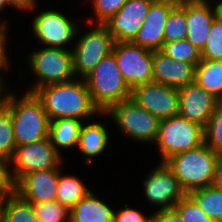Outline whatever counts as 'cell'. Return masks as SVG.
Wrapping results in <instances>:
<instances>
[{
    "label": "cell",
    "instance_id": "5bb4252c",
    "mask_svg": "<svg viewBox=\"0 0 222 222\" xmlns=\"http://www.w3.org/2000/svg\"><path fill=\"white\" fill-rule=\"evenodd\" d=\"M152 0H127L104 25L115 42H132L143 26Z\"/></svg>",
    "mask_w": 222,
    "mask_h": 222
},
{
    "label": "cell",
    "instance_id": "cb8c5ba5",
    "mask_svg": "<svg viewBox=\"0 0 222 222\" xmlns=\"http://www.w3.org/2000/svg\"><path fill=\"white\" fill-rule=\"evenodd\" d=\"M195 82L222 102V61L201 59L196 66Z\"/></svg>",
    "mask_w": 222,
    "mask_h": 222
},
{
    "label": "cell",
    "instance_id": "7402d4cb",
    "mask_svg": "<svg viewBox=\"0 0 222 222\" xmlns=\"http://www.w3.org/2000/svg\"><path fill=\"white\" fill-rule=\"evenodd\" d=\"M75 118H59L49 124V139L54 148H71L78 145L80 129L84 122Z\"/></svg>",
    "mask_w": 222,
    "mask_h": 222
},
{
    "label": "cell",
    "instance_id": "5b68a950",
    "mask_svg": "<svg viewBox=\"0 0 222 222\" xmlns=\"http://www.w3.org/2000/svg\"><path fill=\"white\" fill-rule=\"evenodd\" d=\"M155 143L162 156L161 162H165L175 154L203 145L204 127L176 115L160 121L159 134Z\"/></svg>",
    "mask_w": 222,
    "mask_h": 222
},
{
    "label": "cell",
    "instance_id": "d4e9b609",
    "mask_svg": "<svg viewBox=\"0 0 222 222\" xmlns=\"http://www.w3.org/2000/svg\"><path fill=\"white\" fill-rule=\"evenodd\" d=\"M59 172L56 201L71 210L81 199L86 197L89 190L76 176L62 175Z\"/></svg>",
    "mask_w": 222,
    "mask_h": 222
},
{
    "label": "cell",
    "instance_id": "2e32d148",
    "mask_svg": "<svg viewBox=\"0 0 222 222\" xmlns=\"http://www.w3.org/2000/svg\"><path fill=\"white\" fill-rule=\"evenodd\" d=\"M178 90V115L205 128L220 101L195 81Z\"/></svg>",
    "mask_w": 222,
    "mask_h": 222
},
{
    "label": "cell",
    "instance_id": "52a82bcc",
    "mask_svg": "<svg viewBox=\"0 0 222 222\" xmlns=\"http://www.w3.org/2000/svg\"><path fill=\"white\" fill-rule=\"evenodd\" d=\"M29 68L37 82L29 92L37 88L74 80L73 52L62 48L44 47L29 54Z\"/></svg>",
    "mask_w": 222,
    "mask_h": 222
},
{
    "label": "cell",
    "instance_id": "60d3db41",
    "mask_svg": "<svg viewBox=\"0 0 222 222\" xmlns=\"http://www.w3.org/2000/svg\"><path fill=\"white\" fill-rule=\"evenodd\" d=\"M0 71L2 72L3 70H0ZM2 78L3 77L0 75V107H3L4 105H6L7 97L9 95L8 92L6 94V92L4 90L6 88V86H4V83H3V81H5V80H2Z\"/></svg>",
    "mask_w": 222,
    "mask_h": 222
},
{
    "label": "cell",
    "instance_id": "74e56055",
    "mask_svg": "<svg viewBox=\"0 0 222 222\" xmlns=\"http://www.w3.org/2000/svg\"><path fill=\"white\" fill-rule=\"evenodd\" d=\"M152 222H183L175 208L163 209L153 212Z\"/></svg>",
    "mask_w": 222,
    "mask_h": 222
},
{
    "label": "cell",
    "instance_id": "7a4b0ae2",
    "mask_svg": "<svg viewBox=\"0 0 222 222\" xmlns=\"http://www.w3.org/2000/svg\"><path fill=\"white\" fill-rule=\"evenodd\" d=\"M9 92L6 107L11 114L16 146L37 142L49 137L47 112L34 92H27L20 99Z\"/></svg>",
    "mask_w": 222,
    "mask_h": 222
},
{
    "label": "cell",
    "instance_id": "1f68e13d",
    "mask_svg": "<svg viewBox=\"0 0 222 222\" xmlns=\"http://www.w3.org/2000/svg\"><path fill=\"white\" fill-rule=\"evenodd\" d=\"M37 219L43 222H69L70 210L57 201L33 204Z\"/></svg>",
    "mask_w": 222,
    "mask_h": 222
},
{
    "label": "cell",
    "instance_id": "4fadbf2b",
    "mask_svg": "<svg viewBox=\"0 0 222 222\" xmlns=\"http://www.w3.org/2000/svg\"><path fill=\"white\" fill-rule=\"evenodd\" d=\"M32 30L44 46L66 49L76 39L78 26L60 11L45 10L33 19Z\"/></svg>",
    "mask_w": 222,
    "mask_h": 222
},
{
    "label": "cell",
    "instance_id": "e575fe53",
    "mask_svg": "<svg viewBox=\"0 0 222 222\" xmlns=\"http://www.w3.org/2000/svg\"><path fill=\"white\" fill-rule=\"evenodd\" d=\"M128 206L125 204L124 209L114 211L113 222H152V214L147 217L140 211Z\"/></svg>",
    "mask_w": 222,
    "mask_h": 222
},
{
    "label": "cell",
    "instance_id": "8992f818",
    "mask_svg": "<svg viewBox=\"0 0 222 222\" xmlns=\"http://www.w3.org/2000/svg\"><path fill=\"white\" fill-rule=\"evenodd\" d=\"M103 115H109L119 130L136 142L155 143L157 140L161 120L131 98L114 104Z\"/></svg>",
    "mask_w": 222,
    "mask_h": 222
},
{
    "label": "cell",
    "instance_id": "ffe728a7",
    "mask_svg": "<svg viewBox=\"0 0 222 222\" xmlns=\"http://www.w3.org/2000/svg\"><path fill=\"white\" fill-rule=\"evenodd\" d=\"M114 210L90 192L71 210L69 222H113Z\"/></svg>",
    "mask_w": 222,
    "mask_h": 222
},
{
    "label": "cell",
    "instance_id": "7c38bea8",
    "mask_svg": "<svg viewBox=\"0 0 222 222\" xmlns=\"http://www.w3.org/2000/svg\"><path fill=\"white\" fill-rule=\"evenodd\" d=\"M143 183L147 201L151 205L159 206L157 211L174 208L186 195L179 180L165 162H160L159 166L149 172Z\"/></svg>",
    "mask_w": 222,
    "mask_h": 222
},
{
    "label": "cell",
    "instance_id": "ba28073f",
    "mask_svg": "<svg viewBox=\"0 0 222 222\" xmlns=\"http://www.w3.org/2000/svg\"><path fill=\"white\" fill-rule=\"evenodd\" d=\"M94 27V28H93ZM73 48V71L76 78L84 79L100 61L112 53L114 40L104 24H95L92 29L78 37Z\"/></svg>",
    "mask_w": 222,
    "mask_h": 222
},
{
    "label": "cell",
    "instance_id": "3957f363",
    "mask_svg": "<svg viewBox=\"0 0 222 222\" xmlns=\"http://www.w3.org/2000/svg\"><path fill=\"white\" fill-rule=\"evenodd\" d=\"M222 156L205 143L195 149L171 156L165 164L172 170L188 194L213 185L216 168Z\"/></svg>",
    "mask_w": 222,
    "mask_h": 222
},
{
    "label": "cell",
    "instance_id": "44dd1931",
    "mask_svg": "<svg viewBox=\"0 0 222 222\" xmlns=\"http://www.w3.org/2000/svg\"><path fill=\"white\" fill-rule=\"evenodd\" d=\"M102 123L82 124L78 148L85 155V164L91 165L93 157L100 155L107 147L109 136Z\"/></svg>",
    "mask_w": 222,
    "mask_h": 222
},
{
    "label": "cell",
    "instance_id": "836d02e7",
    "mask_svg": "<svg viewBox=\"0 0 222 222\" xmlns=\"http://www.w3.org/2000/svg\"><path fill=\"white\" fill-rule=\"evenodd\" d=\"M174 208L179 212L183 222H215L186 194L180 199Z\"/></svg>",
    "mask_w": 222,
    "mask_h": 222
},
{
    "label": "cell",
    "instance_id": "277c9868",
    "mask_svg": "<svg viewBox=\"0 0 222 222\" xmlns=\"http://www.w3.org/2000/svg\"><path fill=\"white\" fill-rule=\"evenodd\" d=\"M84 80L92 101L100 112H106L114 104L131 97V89L125 82L113 53L104 57Z\"/></svg>",
    "mask_w": 222,
    "mask_h": 222
},
{
    "label": "cell",
    "instance_id": "83f0119b",
    "mask_svg": "<svg viewBox=\"0 0 222 222\" xmlns=\"http://www.w3.org/2000/svg\"><path fill=\"white\" fill-rule=\"evenodd\" d=\"M188 25L186 13L181 7H174L168 14L164 29V43L185 40Z\"/></svg>",
    "mask_w": 222,
    "mask_h": 222
},
{
    "label": "cell",
    "instance_id": "9c48e42d",
    "mask_svg": "<svg viewBox=\"0 0 222 222\" xmlns=\"http://www.w3.org/2000/svg\"><path fill=\"white\" fill-rule=\"evenodd\" d=\"M63 155L59 153L48 138L30 144L16 146L9 160L10 174L14 183L23 175L39 170L60 169ZM14 169V170H13Z\"/></svg>",
    "mask_w": 222,
    "mask_h": 222
},
{
    "label": "cell",
    "instance_id": "ac0fdd59",
    "mask_svg": "<svg viewBox=\"0 0 222 222\" xmlns=\"http://www.w3.org/2000/svg\"><path fill=\"white\" fill-rule=\"evenodd\" d=\"M196 66L153 51V82L180 89L195 81Z\"/></svg>",
    "mask_w": 222,
    "mask_h": 222
},
{
    "label": "cell",
    "instance_id": "b9f144b4",
    "mask_svg": "<svg viewBox=\"0 0 222 222\" xmlns=\"http://www.w3.org/2000/svg\"><path fill=\"white\" fill-rule=\"evenodd\" d=\"M153 2H161V3H166V4H170L174 7H181L183 6L185 3H188L192 0H152Z\"/></svg>",
    "mask_w": 222,
    "mask_h": 222
},
{
    "label": "cell",
    "instance_id": "9a60e30c",
    "mask_svg": "<svg viewBox=\"0 0 222 222\" xmlns=\"http://www.w3.org/2000/svg\"><path fill=\"white\" fill-rule=\"evenodd\" d=\"M218 1L215 8L208 0H192L181 6L188 25L186 39L200 52L206 44L214 19L222 12V0Z\"/></svg>",
    "mask_w": 222,
    "mask_h": 222
},
{
    "label": "cell",
    "instance_id": "f546056e",
    "mask_svg": "<svg viewBox=\"0 0 222 222\" xmlns=\"http://www.w3.org/2000/svg\"><path fill=\"white\" fill-rule=\"evenodd\" d=\"M16 148L9 109L0 107V156L10 160Z\"/></svg>",
    "mask_w": 222,
    "mask_h": 222
},
{
    "label": "cell",
    "instance_id": "d590c367",
    "mask_svg": "<svg viewBox=\"0 0 222 222\" xmlns=\"http://www.w3.org/2000/svg\"><path fill=\"white\" fill-rule=\"evenodd\" d=\"M9 167V168H8ZM9 160L0 156V196L4 197L7 194L13 193L15 183L10 174Z\"/></svg>",
    "mask_w": 222,
    "mask_h": 222
},
{
    "label": "cell",
    "instance_id": "4dcf8cb0",
    "mask_svg": "<svg viewBox=\"0 0 222 222\" xmlns=\"http://www.w3.org/2000/svg\"><path fill=\"white\" fill-rule=\"evenodd\" d=\"M205 144L222 156V102L216 109L204 128Z\"/></svg>",
    "mask_w": 222,
    "mask_h": 222
},
{
    "label": "cell",
    "instance_id": "f1b7e54d",
    "mask_svg": "<svg viewBox=\"0 0 222 222\" xmlns=\"http://www.w3.org/2000/svg\"><path fill=\"white\" fill-rule=\"evenodd\" d=\"M201 57L203 60L222 61V12L214 19L210 27Z\"/></svg>",
    "mask_w": 222,
    "mask_h": 222
},
{
    "label": "cell",
    "instance_id": "8d00e7d4",
    "mask_svg": "<svg viewBox=\"0 0 222 222\" xmlns=\"http://www.w3.org/2000/svg\"><path fill=\"white\" fill-rule=\"evenodd\" d=\"M8 23L0 22V70L8 69L9 68V57L8 51H6V39H7V26Z\"/></svg>",
    "mask_w": 222,
    "mask_h": 222
},
{
    "label": "cell",
    "instance_id": "603a6c76",
    "mask_svg": "<svg viewBox=\"0 0 222 222\" xmlns=\"http://www.w3.org/2000/svg\"><path fill=\"white\" fill-rule=\"evenodd\" d=\"M33 204L16 192L5 195L0 201V222H35Z\"/></svg>",
    "mask_w": 222,
    "mask_h": 222
},
{
    "label": "cell",
    "instance_id": "d6986e66",
    "mask_svg": "<svg viewBox=\"0 0 222 222\" xmlns=\"http://www.w3.org/2000/svg\"><path fill=\"white\" fill-rule=\"evenodd\" d=\"M173 8L170 4L152 2L144 24L132 43L152 51L161 50L164 44L165 24Z\"/></svg>",
    "mask_w": 222,
    "mask_h": 222
},
{
    "label": "cell",
    "instance_id": "ab89813d",
    "mask_svg": "<svg viewBox=\"0 0 222 222\" xmlns=\"http://www.w3.org/2000/svg\"><path fill=\"white\" fill-rule=\"evenodd\" d=\"M213 185L222 191V159L219 161L217 168H216V173H215V179L213 182Z\"/></svg>",
    "mask_w": 222,
    "mask_h": 222
},
{
    "label": "cell",
    "instance_id": "ee69618b",
    "mask_svg": "<svg viewBox=\"0 0 222 222\" xmlns=\"http://www.w3.org/2000/svg\"><path fill=\"white\" fill-rule=\"evenodd\" d=\"M35 222H43V221H41V220H39V219H36V221Z\"/></svg>",
    "mask_w": 222,
    "mask_h": 222
},
{
    "label": "cell",
    "instance_id": "f35d334b",
    "mask_svg": "<svg viewBox=\"0 0 222 222\" xmlns=\"http://www.w3.org/2000/svg\"><path fill=\"white\" fill-rule=\"evenodd\" d=\"M7 2L14 9L16 8L18 11L22 10L23 12L28 10L31 12L37 6L36 0H7Z\"/></svg>",
    "mask_w": 222,
    "mask_h": 222
},
{
    "label": "cell",
    "instance_id": "30bf717a",
    "mask_svg": "<svg viewBox=\"0 0 222 222\" xmlns=\"http://www.w3.org/2000/svg\"><path fill=\"white\" fill-rule=\"evenodd\" d=\"M114 54L125 82L132 90L153 82V51L132 42H114Z\"/></svg>",
    "mask_w": 222,
    "mask_h": 222
},
{
    "label": "cell",
    "instance_id": "4316f807",
    "mask_svg": "<svg viewBox=\"0 0 222 222\" xmlns=\"http://www.w3.org/2000/svg\"><path fill=\"white\" fill-rule=\"evenodd\" d=\"M160 51L176 61L194 66H197L202 59L201 52L187 39L164 43Z\"/></svg>",
    "mask_w": 222,
    "mask_h": 222
},
{
    "label": "cell",
    "instance_id": "e0dca14e",
    "mask_svg": "<svg viewBox=\"0 0 222 222\" xmlns=\"http://www.w3.org/2000/svg\"><path fill=\"white\" fill-rule=\"evenodd\" d=\"M60 171L49 169L27 173L15 183L14 192L32 204L56 201Z\"/></svg>",
    "mask_w": 222,
    "mask_h": 222
},
{
    "label": "cell",
    "instance_id": "7bdbcfd3",
    "mask_svg": "<svg viewBox=\"0 0 222 222\" xmlns=\"http://www.w3.org/2000/svg\"><path fill=\"white\" fill-rule=\"evenodd\" d=\"M9 5L7 0H0V11H2L3 9H5V7Z\"/></svg>",
    "mask_w": 222,
    "mask_h": 222
},
{
    "label": "cell",
    "instance_id": "8fae6325",
    "mask_svg": "<svg viewBox=\"0 0 222 222\" xmlns=\"http://www.w3.org/2000/svg\"><path fill=\"white\" fill-rule=\"evenodd\" d=\"M130 98L159 120L178 115L179 90L177 88L151 82L133 88Z\"/></svg>",
    "mask_w": 222,
    "mask_h": 222
},
{
    "label": "cell",
    "instance_id": "6da1fadb",
    "mask_svg": "<svg viewBox=\"0 0 222 222\" xmlns=\"http://www.w3.org/2000/svg\"><path fill=\"white\" fill-rule=\"evenodd\" d=\"M34 93L41 100L49 120L59 118L91 119L103 112L94 105L84 79L75 78L37 88Z\"/></svg>",
    "mask_w": 222,
    "mask_h": 222
},
{
    "label": "cell",
    "instance_id": "d6a6232c",
    "mask_svg": "<svg viewBox=\"0 0 222 222\" xmlns=\"http://www.w3.org/2000/svg\"><path fill=\"white\" fill-rule=\"evenodd\" d=\"M91 2L93 3L92 8L97 18L93 19L90 17L87 22L94 25V23L104 24L107 22L121 9L127 0H92Z\"/></svg>",
    "mask_w": 222,
    "mask_h": 222
},
{
    "label": "cell",
    "instance_id": "484cf974",
    "mask_svg": "<svg viewBox=\"0 0 222 222\" xmlns=\"http://www.w3.org/2000/svg\"><path fill=\"white\" fill-rule=\"evenodd\" d=\"M201 210L215 222H222V191L214 185L188 193Z\"/></svg>",
    "mask_w": 222,
    "mask_h": 222
}]
</instances>
